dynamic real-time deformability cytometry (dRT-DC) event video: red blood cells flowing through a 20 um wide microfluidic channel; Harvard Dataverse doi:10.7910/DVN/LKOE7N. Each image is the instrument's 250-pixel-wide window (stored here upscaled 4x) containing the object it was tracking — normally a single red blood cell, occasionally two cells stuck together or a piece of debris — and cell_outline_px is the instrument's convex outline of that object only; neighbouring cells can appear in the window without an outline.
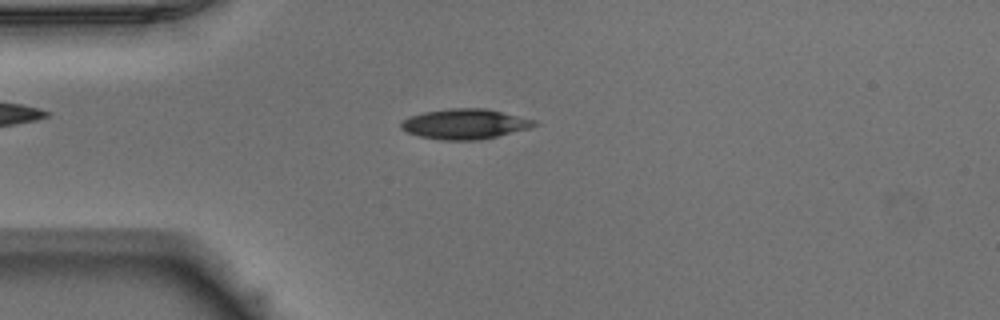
{"species": "Egyptian fruit bat (a non-hibernating species)", "species_latin": "Rousettus aegyptiacus", "temperature_condition": "warm", "stored_images_in_passage": 50, "camera_frame_rate_fps": 3000, "um_per_image_px": 0.085, "animal": {"sex": "male"}, "frame": {"image": 1, "passage_image": 12, "time_ms": 3.667, "image_size_px": [1000, 320], "cell_outline_px": [[540, 124], [528, 128], [480, 140], [440, 140], [420, 136], [408, 132], [400, 128], [400, 124], [408, 116], [424, 112], [448, 108], [484, 108], [536, 120]], "centroid_in_image_um": [39.49, 10.53], "position_along_channel_um": 45.5, "area_um2": 23.29}}
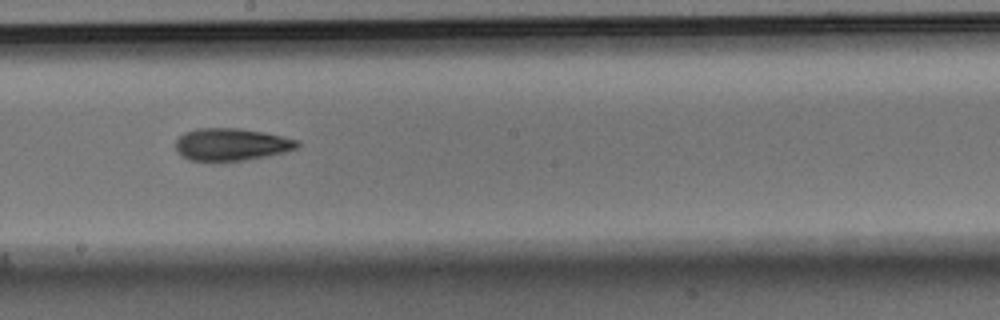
{"frame": {"image": 2, "passage_image": 27, "time_ms": 8.667, "image_size_px": [1000, 320], "cell_outline_px": [[300, 144], [296, 148], [284, 152], [264, 156], [240, 160], [188, 160], [180, 156], [176, 148], [176, 140], [184, 132], [200, 128], [236, 128], [264, 132], [296, 140]], "centroid_in_image_um": [19.61, 12.26], "position_along_channel_um": 228.6, "area_um2": 22.48}}
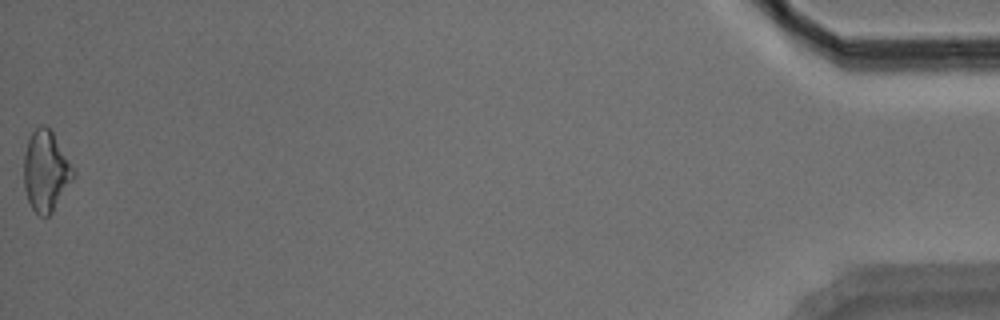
{"frame": {"image": 3, "passage_image": 50, "time_ms": 16.333, "image_size_px": [1000, 320], "cell_outline_px": [[76, 176], [52, 212], [48, 216], [40, 216], [32, 208], [28, 200], [24, 188], [24, 152], [28, 140], [32, 132], [40, 124], [44, 124], [52, 132], [76, 172]], "centroid_in_image_um": [3.9, 14.55], "position_along_channel_um": 431.3, "area_um2": 23.18}, "authors_computed_cell_mechanics": {"area_um2": 22.4842, "velocity_mm_per_s": 3.9493, "shape_relaxation_time_tau1_ms": 3.819, "shape_relaxation_time_tau2_ms": 5.0092, "deformation_change_tau1": 0.1271, "deformation_change_tau2": 0.143}}